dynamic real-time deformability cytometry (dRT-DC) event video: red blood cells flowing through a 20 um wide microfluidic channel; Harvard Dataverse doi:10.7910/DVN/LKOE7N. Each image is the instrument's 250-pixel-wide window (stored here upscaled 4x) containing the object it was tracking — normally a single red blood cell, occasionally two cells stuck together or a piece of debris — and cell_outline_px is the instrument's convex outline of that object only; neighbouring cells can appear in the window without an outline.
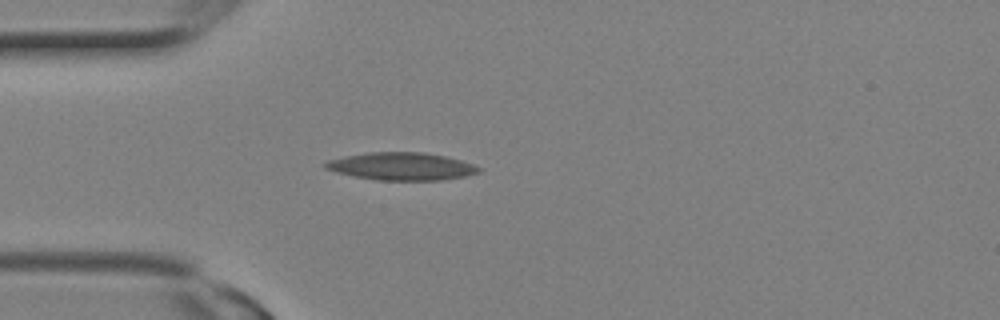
{"species": "Egyptian fruit bat (a non-hibernating species)", "species_latin": "Rousettus aegyptiacus", "temperature_condition": "room temperature", "stored_images_in_passage": 1, "camera_frame_rate_fps": 3000, "um_per_image_px": 0.085, "animal": {"sex": "female"}, "frame": {"image": 1, "passage_image": 1, "time_ms": 0.0, "image_size_px": [1000, 320], "cell_outline_px": [[484, 168], [480, 172], [464, 176], [440, 180], [376, 180], [336, 172], [324, 168], [324, 164], [328, 160], [344, 156], [372, 152], [424, 152], [444, 156], [460, 160]], "centroid_in_image_um": [34.14, 14.14], "position_along_channel_um": 50.9, "area_um2": 24.57}}